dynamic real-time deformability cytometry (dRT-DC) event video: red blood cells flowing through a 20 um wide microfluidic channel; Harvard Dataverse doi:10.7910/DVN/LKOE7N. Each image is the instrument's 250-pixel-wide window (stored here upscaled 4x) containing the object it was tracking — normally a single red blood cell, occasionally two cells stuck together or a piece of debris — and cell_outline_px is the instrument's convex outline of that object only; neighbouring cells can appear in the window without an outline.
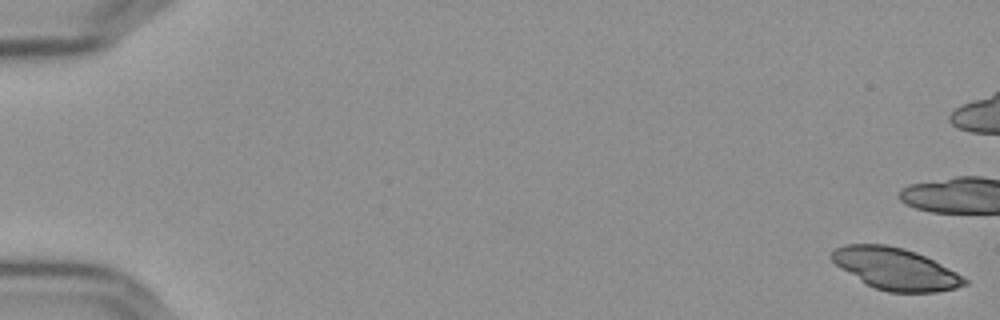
{"species": "Egyptian fruit bat (a non-hibernating species)", "species_latin": "Rousettus aegyptiacus", "temperature_condition": "cold", "stored_images_in_passage": 17, "camera_frame_rate_fps": 3000, "um_per_image_px": 0.085, "frame": {"image": 1, "passage_image": 1, "time_ms": 0.0, "image_size_px": [1000, 320], "cell_outline_px": [[968, 284], [956, 288], [936, 292], [888, 292], [876, 288], [868, 284], [840, 268], [828, 256], [836, 248], [844, 244], [884, 244], [904, 248], [916, 252], [956, 272], [968, 280]], "centroid_in_image_um": [76.11, 22.84], "position_along_channel_um": 8.9, "area_um2": 32.02}}